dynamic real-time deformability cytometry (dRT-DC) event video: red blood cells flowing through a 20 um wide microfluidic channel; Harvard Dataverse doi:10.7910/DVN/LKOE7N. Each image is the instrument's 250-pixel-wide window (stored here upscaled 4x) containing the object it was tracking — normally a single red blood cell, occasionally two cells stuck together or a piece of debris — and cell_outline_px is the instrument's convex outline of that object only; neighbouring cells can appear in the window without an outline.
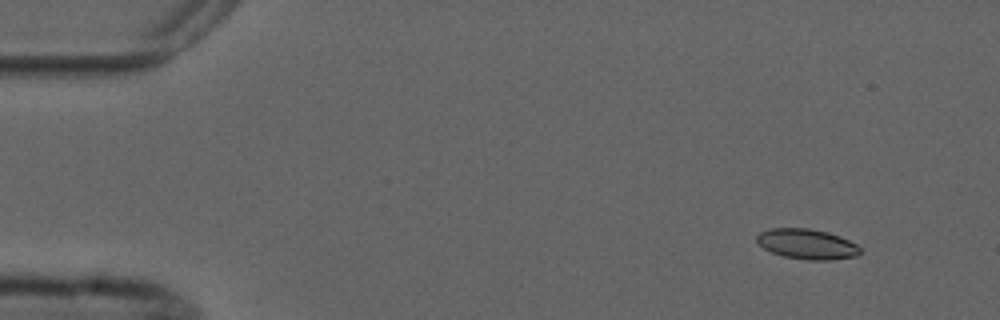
{"species": "common noctule bat (a hibernating species)", "species_latin": "Nyctalus noctula", "temperature_condition": "cold", "stored_images_in_passage": 4, "camera_frame_rate_fps": 3000, "um_per_image_px": 0.085, "animal": {"sex": "male", "forearm_length_mm": 52.5}, "frame": {"image": 1, "passage_image": 2, "time_ms": 1.333, "image_size_px": [1000, 320], "cell_outline_px": [[860, 252], [856, 256], [828, 260], [808, 260], [784, 256], [772, 252], [764, 248], [756, 240], [756, 236], [760, 232], [772, 228], [808, 228], [828, 232], [840, 236], [856, 244], [860, 248]], "centroid_in_image_um": [68.59, 20.74], "position_along_channel_um": 16.4, "area_um2": 18.03}}
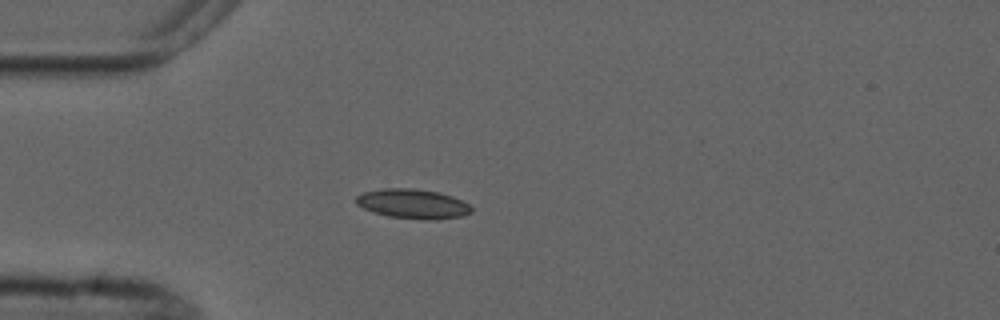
{"frame": {"image": 2, "passage_image": 4, "time_ms": 4.667, "image_size_px": [1000, 320], "cell_outline_px": [[472, 212], [460, 216], [436, 220], [428, 220], [388, 216], [372, 212], [356, 204], [356, 196], [364, 192], [384, 188], [412, 188], [440, 192], [452, 196], [468, 204], [472, 208]], "centroid_in_image_um": [35.08, 17.32], "position_along_channel_um": 49.9, "area_um2": 19.83}}